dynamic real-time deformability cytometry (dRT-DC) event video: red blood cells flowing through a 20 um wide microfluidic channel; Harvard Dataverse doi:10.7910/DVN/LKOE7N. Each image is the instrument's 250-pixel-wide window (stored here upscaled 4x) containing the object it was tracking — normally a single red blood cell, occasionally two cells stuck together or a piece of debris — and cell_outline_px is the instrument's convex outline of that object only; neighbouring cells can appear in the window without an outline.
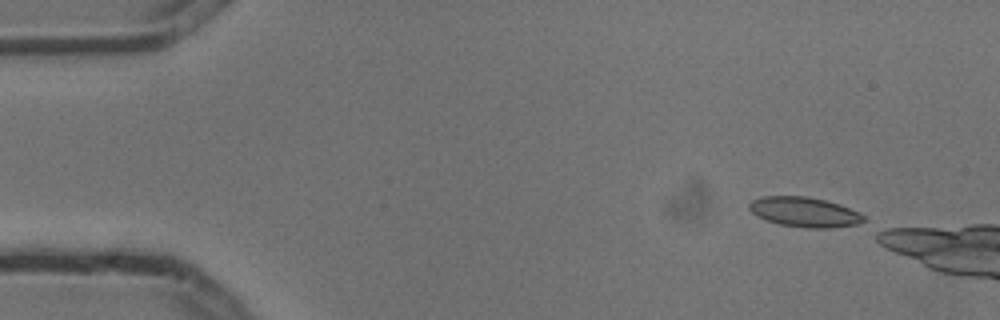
{"species": "common noctule bat (a hibernating species)", "species_latin": "Nyctalus noctula", "temperature_condition": "cold", "stored_images_in_passage": 5, "camera_frame_rate_fps": 3000, "um_per_image_px": 0.085, "animal": {"sex": "male", "body_mass_g": 13.3}, "frame": {"image": 1, "passage_image": 1, "time_ms": 0.0, "image_size_px": [1000, 320], "cell_outline_px": [[864, 220], [856, 224], [832, 228], [804, 228], [780, 224], [764, 220], [756, 216], [748, 208], [748, 204], [752, 200], [760, 196], [808, 196], [840, 204], [860, 212], [864, 216]], "centroid_in_image_um": [68.34, 18.02], "position_along_channel_um": 16.7, "area_um2": 20.11}}